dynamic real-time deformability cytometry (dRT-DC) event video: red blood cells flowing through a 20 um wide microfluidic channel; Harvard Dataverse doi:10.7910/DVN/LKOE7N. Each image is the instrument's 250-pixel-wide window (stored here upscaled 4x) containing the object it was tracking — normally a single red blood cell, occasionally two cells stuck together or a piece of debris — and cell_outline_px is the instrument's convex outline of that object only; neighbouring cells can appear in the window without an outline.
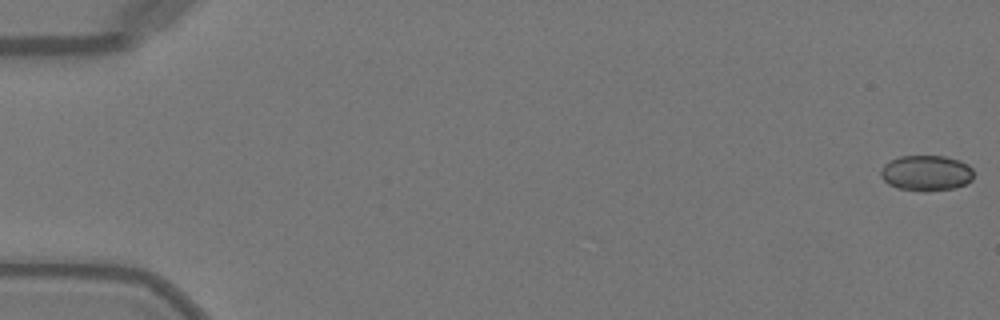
{"species": "Egyptian fruit bat (a non-hibernating species)", "species_latin": "Rousettus aegyptiacus", "temperature_condition": "warm", "stored_images_in_passage": 50, "camera_frame_rate_fps": 3000, "um_per_image_px": 0.085, "animal": {"sex": "female"}, "frame": {"image": 1, "passage_image": 1, "time_ms": 0.0, "image_size_px": [1000, 320], "cell_outline_px": [[972, 180], [964, 184], [952, 188], [924, 192], [920, 192], [896, 188], [888, 184], [880, 176], [880, 168], [884, 164], [900, 156], [944, 156], [960, 160], [968, 164], [972, 168]], "centroid_in_image_um": [78.7, 14.71], "position_along_channel_um": 6.3, "area_um2": 19.42}}
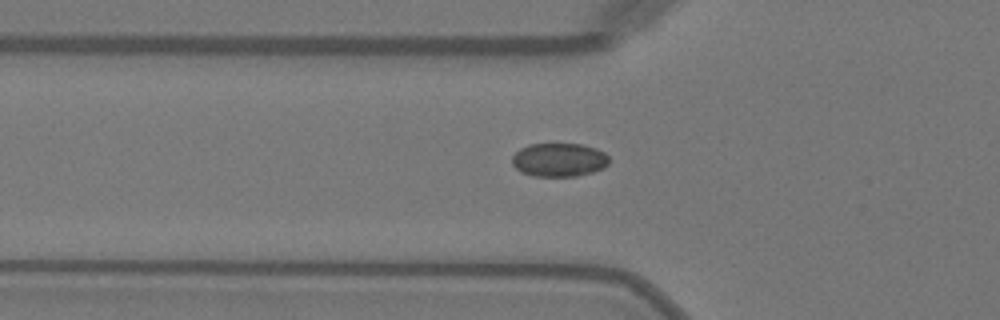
{"frame": {"image": 2, "passage_image": 18, "time_ms": 5.667, "image_size_px": [1000, 320], "cell_outline_px": [[608, 164], [604, 168], [592, 172], [576, 176], [536, 176], [520, 172], [512, 164], [512, 156], [520, 148], [528, 144], [584, 144], [596, 148], [604, 152], [608, 156]], "centroid_in_image_um": [47.52, 13.58], "position_along_channel_um": 78.3, "area_um2": 19.07}}
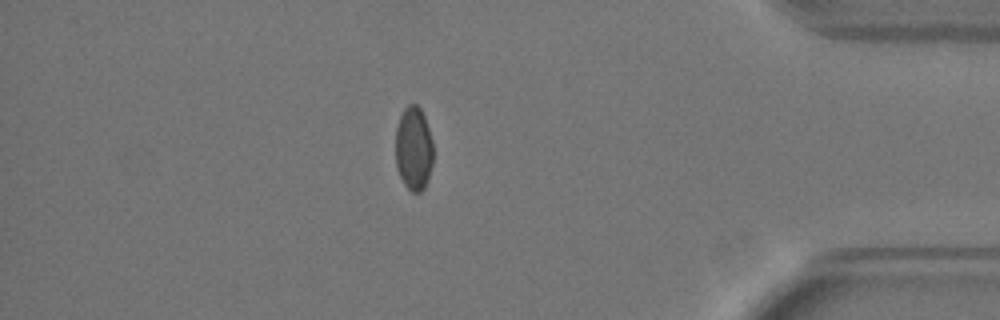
{"frame": {"image": 3, "passage_image": 44, "time_ms": 14.333, "image_size_px": [1000, 320], "cell_outline_px": [[432, 164], [428, 180], [424, 188], [420, 192], [412, 192], [404, 184], [396, 168], [396, 128], [400, 116], [404, 108], [408, 104], [416, 104], [420, 108], [424, 116], [432, 140]], "centroid_in_image_um": [35.15, 12.63], "position_along_channel_um": 400.0, "area_um2": 18.38}}